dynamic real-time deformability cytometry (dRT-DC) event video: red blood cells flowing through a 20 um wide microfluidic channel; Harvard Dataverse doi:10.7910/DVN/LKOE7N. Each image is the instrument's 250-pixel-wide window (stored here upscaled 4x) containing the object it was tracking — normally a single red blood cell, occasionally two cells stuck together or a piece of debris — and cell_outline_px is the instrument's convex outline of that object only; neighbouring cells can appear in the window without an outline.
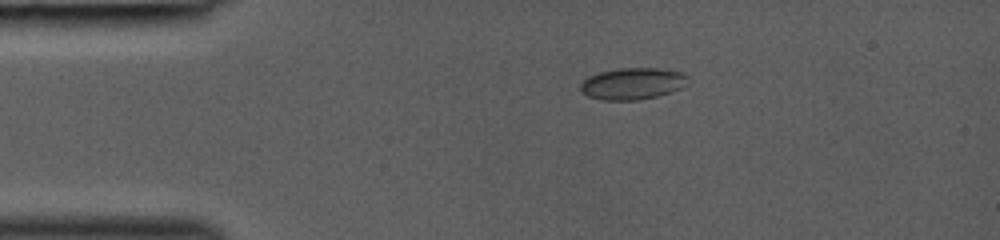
{"species": "common noctule bat (a hibernating species)", "species_latin": "Nyctalus noctula", "temperature_condition": "room temperature", "stored_images_in_passage": 35, "camera_frame_rate_fps": 3000, "um_per_image_px": 0.085, "animal": {"sex": "female", "body_mass_g": 19.0, "forearm_length_mm": 53.3}, "frame": {"image": 1, "passage_image": 1, "time_ms": 0.0, "image_size_px": [1000, 240], "cell_outline_px": [[688, 76], [680, 88], [656, 96], [636, 100], [604, 100], [588, 96], [580, 92], [580, 84], [588, 76], [600, 72], [616, 68], [656, 68], [680, 72]], "centroid_in_image_um": [53.68, 7.1], "position_along_channel_um": 31.3, "area_um2": 19.54}}
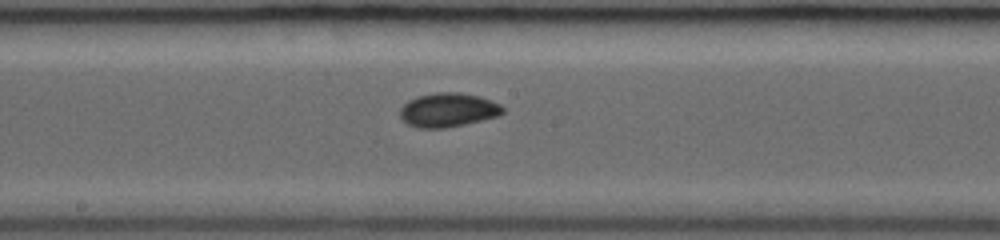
{"frame": {"image": 2, "passage_image": 16, "time_ms": 5.0, "image_size_px": [1000, 240], "cell_outline_px": [[504, 112], [500, 116], [464, 124], [444, 128], [416, 128], [408, 124], [400, 116], [400, 108], [408, 100], [416, 96], [436, 92], [460, 92], [480, 96], [500, 104], [504, 108]], "centroid_in_image_um": [38.09, 9.34], "position_along_channel_um": 210.1, "area_um2": 20.52}}
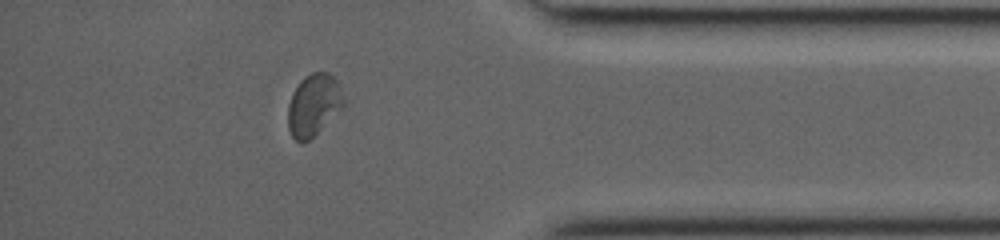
{"frame": {"image": 3, "passage_image": 30, "time_ms": 9.667, "image_size_px": [1000, 240], "cell_outline_px": [[344, 108], [308, 140], [300, 144], [292, 136], [288, 128], [288, 104], [292, 92], [300, 80], [304, 76], [312, 72], [328, 72], [336, 80], [344, 96]], "centroid_in_image_um": [26.66, 8.91], "position_along_channel_um": 408.5, "area_um2": 20.23}}